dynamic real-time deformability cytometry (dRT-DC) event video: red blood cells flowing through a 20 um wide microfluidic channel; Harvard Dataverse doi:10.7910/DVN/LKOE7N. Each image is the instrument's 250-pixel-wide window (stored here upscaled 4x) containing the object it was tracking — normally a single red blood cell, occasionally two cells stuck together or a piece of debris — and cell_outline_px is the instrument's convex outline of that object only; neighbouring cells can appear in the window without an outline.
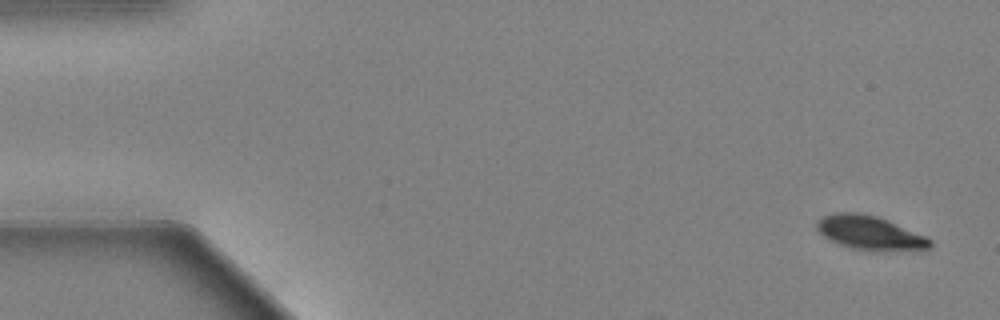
{"species": "Egyptian fruit bat (a non-hibernating species)", "species_latin": "Rousettus aegyptiacus", "temperature_condition": "warm", "stored_images_in_passage": 36, "camera_frame_rate_fps": 3000, "um_per_image_px": 0.085, "animal": {"sex": "female"}, "frame": {"image": 1, "passage_image": 1, "time_ms": 0.0, "image_size_px": [1000, 320], "cell_outline_px": [[932, 244], [928, 248], [852, 248], [828, 240], [816, 228], [816, 220], [820, 216], [836, 212], [856, 212], [876, 216], [888, 220], [924, 236], [932, 240]], "centroid_in_image_um": [73.8, 19.71], "position_along_channel_um": 11.2, "area_um2": 21.33}}
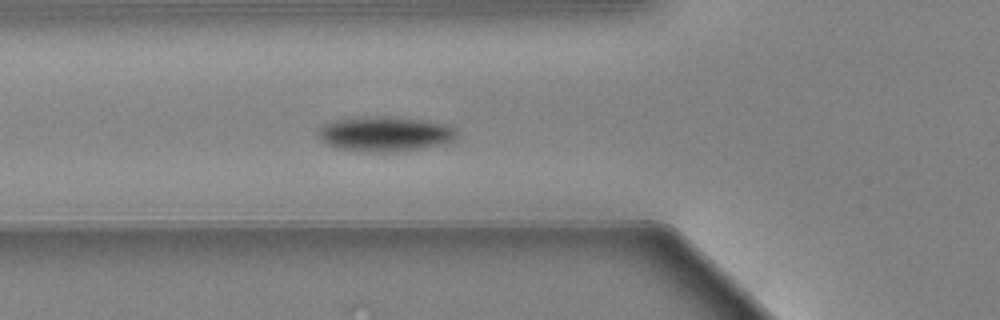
{"frame": {"image": 2, "passage_image": 19, "time_ms": 6.0, "image_size_px": [1000, 320], "cell_outline_px": [[456, 136], [452, 140], [420, 148], [388, 152], [364, 152], [336, 148], [320, 140], [320, 128], [324, 124], [336, 120], [372, 116], [376, 116], [420, 120], [444, 124], [452, 128], [456, 132]], "centroid_in_image_um": [32.65, 11.39], "position_along_channel_um": 93.1, "area_um2": 27.34}}
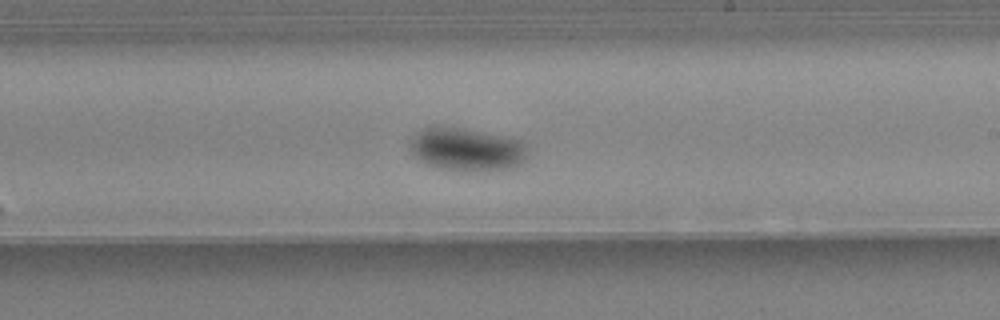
{"frame": {"image": 3, "passage_image": 32, "time_ms": 10.333, "image_size_px": [1000, 320], "cell_outline_px": [[524, 160], [516, 164], [496, 168], [452, 168], [432, 164], [416, 156], [412, 152], [412, 140], [424, 128], [436, 124], [440, 124], [520, 140], [524, 144]], "centroid_in_image_um": [39.62, 12.6], "position_along_channel_um": 249.4, "area_um2": 27.17}}